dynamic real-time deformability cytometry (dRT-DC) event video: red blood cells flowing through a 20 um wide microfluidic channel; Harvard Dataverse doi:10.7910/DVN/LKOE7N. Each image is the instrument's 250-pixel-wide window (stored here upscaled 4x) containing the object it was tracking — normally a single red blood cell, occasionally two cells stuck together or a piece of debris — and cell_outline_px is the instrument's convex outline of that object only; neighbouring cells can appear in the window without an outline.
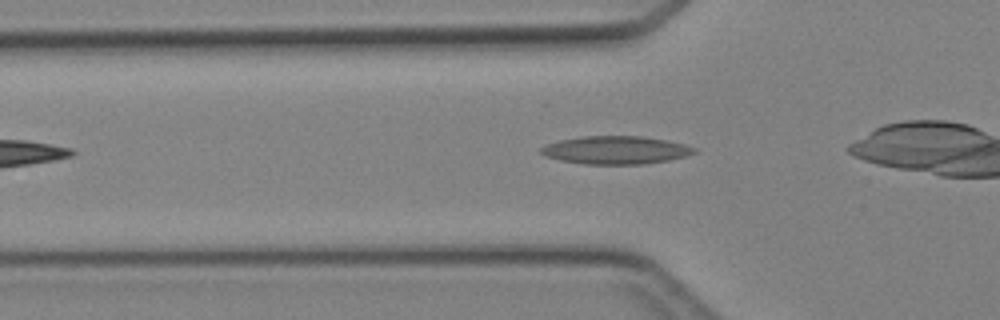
{"species": "Egyptian fruit bat (a non-hibernating species)", "species_latin": "Rousettus aegyptiacus", "temperature_condition": "cold", "stored_images_in_passage": 6, "camera_frame_rate_fps": 3000, "um_per_image_px": 0.085, "animal": {"sex": "female"}, "frame": {"image": 1, "passage_image": 4, "time_ms": 3.667, "image_size_px": [1000, 320], "cell_outline_px": [[696, 152], [688, 156], [668, 160], [644, 164], [584, 164], [560, 160], [544, 156], [540, 152], [540, 148], [548, 144], [560, 140], [584, 136], [640, 136], [664, 140], [684, 144], [696, 148]], "centroid_in_image_um": [52.34, 12.76], "position_along_channel_um": 73.5, "area_um2": 24.91}}